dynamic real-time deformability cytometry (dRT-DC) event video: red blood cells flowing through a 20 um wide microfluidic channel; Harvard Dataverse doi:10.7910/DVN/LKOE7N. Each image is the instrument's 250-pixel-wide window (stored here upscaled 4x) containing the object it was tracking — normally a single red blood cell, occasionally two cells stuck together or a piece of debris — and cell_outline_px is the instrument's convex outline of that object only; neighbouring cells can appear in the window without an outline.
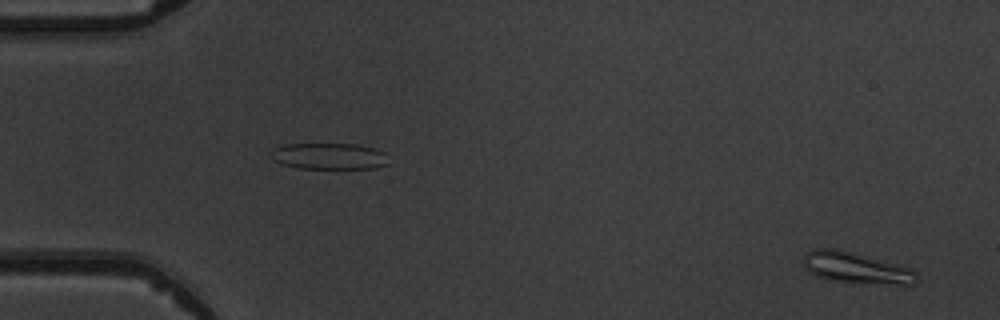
{"species": "common noctule bat (a hibernating species)", "species_latin": "Nyctalus noctula", "temperature_condition": "warm", "stored_images_in_passage": 4, "camera_frame_rate_fps": 3000, "um_per_image_px": 0.085, "animal": {"sex": "male", "body_mass_g": 19.5, "forearm_length_mm": 54.6}, "frame": {"image": 1, "passage_image": 4, "time_ms": 3.667, "image_size_px": [1000, 320], "cell_outline_px": [[920, 280], [916, 284], [900, 284], [828, 280], [816, 276], [808, 272], [804, 268], [804, 252], [812, 248], [836, 248], [852, 252], [912, 268], [916, 272]], "centroid_in_image_um": [72.74, 22.75], "position_along_channel_um": 12.3, "area_um2": 20.58}}